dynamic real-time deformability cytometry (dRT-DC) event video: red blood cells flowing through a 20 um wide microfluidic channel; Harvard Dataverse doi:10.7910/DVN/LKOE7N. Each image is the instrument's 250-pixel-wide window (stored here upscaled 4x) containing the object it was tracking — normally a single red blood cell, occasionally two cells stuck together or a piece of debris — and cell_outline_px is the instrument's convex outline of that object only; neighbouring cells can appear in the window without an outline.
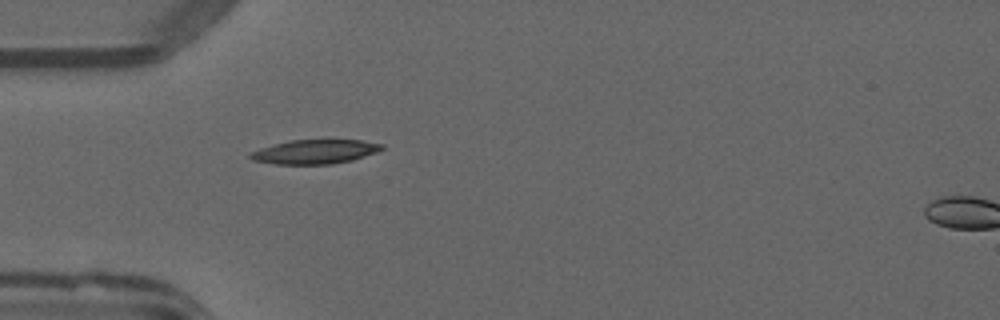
{"species": "common noctule bat (a hibernating species)", "species_latin": "Nyctalus noctula", "temperature_condition": "warm", "stored_images_in_passage": 36, "camera_frame_rate_fps": 3000, "um_per_image_px": 0.085, "animal": {"sex": "male", "forearm_length_mm": 52.5}, "frame": {"image": 1, "passage_image": 1, "time_ms": 0.0, "image_size_px": [1000, 320], "cell_outline_px": [[384, 148], [376, 152], [352, 160], [332, 164], [276, 164], [252, 160], [248, 156], [248, 152], [272, 144], [292, 140], [360, 140], [384, 144]], "centroid_in_image_um": [26.73, 12.89], "position_along_channel_um": 58.3, "area_um2": 18.55}}
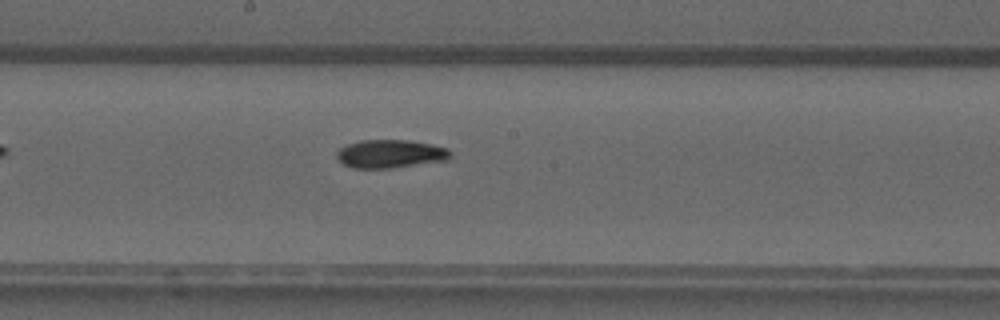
{"frame": {"image": 2, "passage_image": 13, "time_ms": 4.0, "image_size_px": [1000, 320], "cell_outline_px": [[452, 156], [448, 160], [392, 168], [352, 168], [344, 164], [336, 156], [336, 152], [340, 148], [348, 144], [360, 140], [408, 140], [448, 148], [452, 152]], "centroid_in_image_um": [33.2, 13.08], "position_along_channel_um": 215.0, "area_um2": 18.73}}
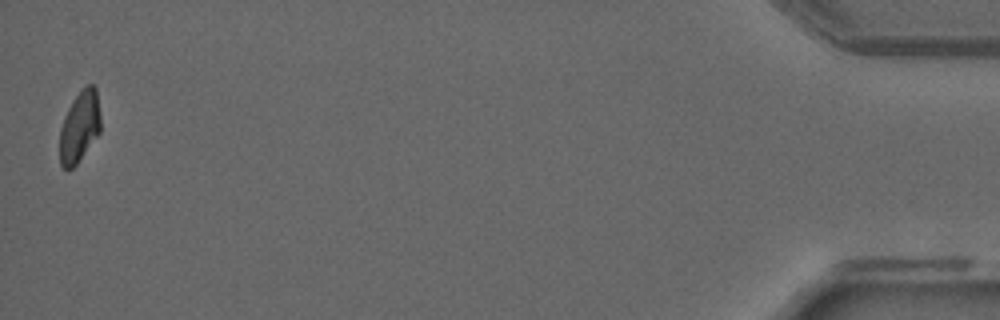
{"frame": {"image": 3, "passage_image": 36, "time_ms": 11.667, "image_size_px": [1000, 320], "cell_outline_px": [[100, 132], [76, 164], [72, 168], [64, 168], [60, 164], [60, 128], [64, 116], [72, 100], [88, 84], [92, 84], [96, 88], [100, 116]], "centroid_in_image_um": [6.76, 10.76], "position_along_channel_um": 428.4, "area_um2": 16.7}, "authors_computed_cell_mechanics": {"area_um2": 18.5538, "velocity_mm_per_s": 4.0288, "shape_relaxation_time_tau1_ms": null, "shape_relaxation_time_tau2_ms": 4.4376, "deformation_change_tau1": null, "deformation_change_tau2": 0.1023}}